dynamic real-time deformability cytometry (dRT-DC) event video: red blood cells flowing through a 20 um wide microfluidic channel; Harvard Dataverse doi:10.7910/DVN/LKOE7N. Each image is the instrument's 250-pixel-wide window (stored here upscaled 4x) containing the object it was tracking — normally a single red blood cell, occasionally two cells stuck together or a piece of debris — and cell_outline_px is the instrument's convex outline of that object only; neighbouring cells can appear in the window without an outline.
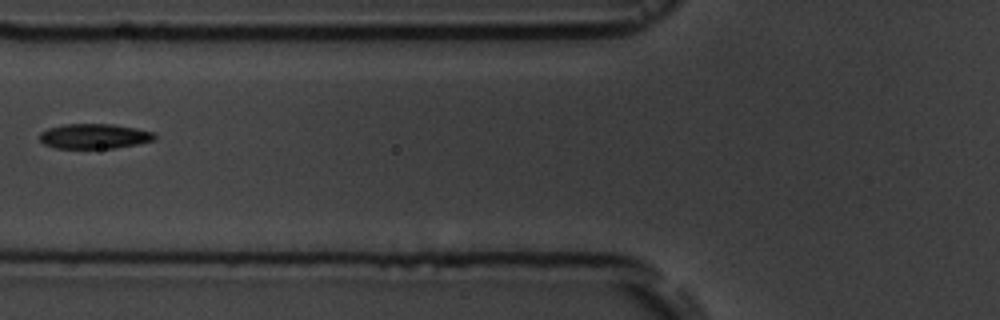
{"species": "common noctule bat (a hibernating species)", "species_latin": "Nyctalus noctula", "temperature_condition": "room temperature", "stored_images_in_passage": 5, "camera_frame_rate_fps": 3000, "um_per_image_px": 0.085, "animal": {"sex": "male", "body_mass_g": 19.5, "forearm_length_mm": 54.6}, "frame": {"image": 1, "passage_image": 5, "time_ms": 5.333, "image_size_px": [1000, 320], "cell_outline_px": [[156, 140], [116, 148], [56, 148], [44, 144], [40, 140], [40, 132], [48, 128], [64, 124], [112, 124], [136, 128], [152, 132], [156, 136]], "centroid_in_image_um": [8.01, 11.58], "position_along_channel_um": 117.8, "area_um2": 16.7}}